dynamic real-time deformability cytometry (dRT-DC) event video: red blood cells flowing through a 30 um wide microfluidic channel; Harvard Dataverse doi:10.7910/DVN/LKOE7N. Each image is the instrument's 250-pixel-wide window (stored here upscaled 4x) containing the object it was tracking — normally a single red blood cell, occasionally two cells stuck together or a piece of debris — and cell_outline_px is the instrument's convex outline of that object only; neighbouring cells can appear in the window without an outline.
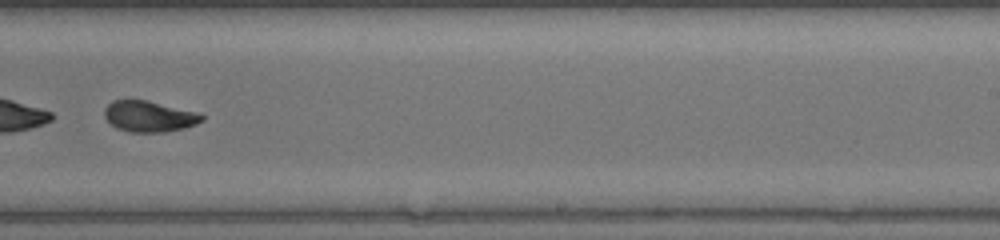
{"species": "common noctule bat (a hibernating species)", "species_latin": "Nyctalus noctula", "temperature_condition": "warm", "stored_images_in_passage": 48, "segment_of_instrument_passage": [2, 2], "camera_frame_rate_fps": 3000, "um_per_image_px": 0.085, "animal": {"sex": "female", "body_mass_g": 17.0, "forearm_length_mm": 48.0}, "frame": {"image": 1, "passage_image": 32, "time_ms": 10.333, "image_size_px": [1000, 240], "cell_outline_px": [[204, 120], [196, 124], [184, 128], [164, 132], [132, 132], [116, 128], [104, 116], [104, 108], [112, 100], [148, 100], [196, 112], [204, 116]], "centroid_in_image_um": [12.67, 9.89], "position_along_channel_um": 276.3, "area_um2": 17.51}}